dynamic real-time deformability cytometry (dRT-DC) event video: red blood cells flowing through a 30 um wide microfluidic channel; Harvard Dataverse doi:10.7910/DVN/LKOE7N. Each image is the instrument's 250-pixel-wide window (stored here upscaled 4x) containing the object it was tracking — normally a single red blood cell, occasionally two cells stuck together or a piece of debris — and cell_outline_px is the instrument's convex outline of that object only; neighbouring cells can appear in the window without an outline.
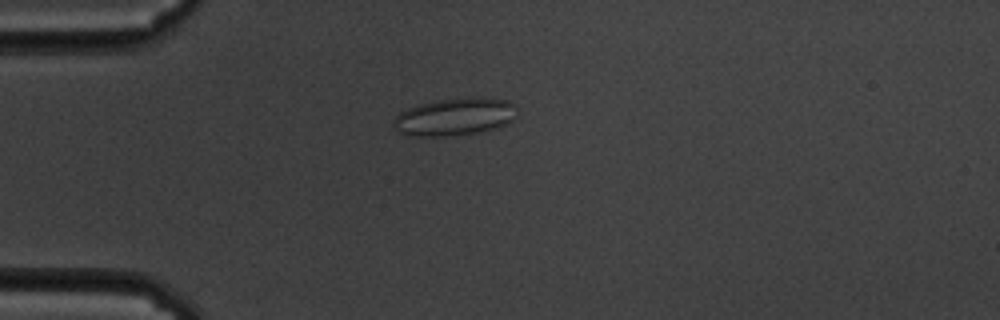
{"species": "common noctule bat (a hibernating species)", "species_latin": "Nyctalus noctula", "temperature_condition": "cold", "stored_images_in_passage": 60, "camera_frame_rate_fps": 3000, "um_per_image_px": 0.085, "animal": {"sex": "male", "body_mass_g": 19.5, "forearm_length_mm": 54.6}, "frame": {"image": 1, "passage_image": 16, "time_ms": 5.0, "image_size_px": [1000, 320], "cell_outline_px": [[516, 116], [512, 120], [496, 128], [480, 132], [444, 136], [404, 136], [392, 128], [392, 120], [400, 112], [408, 108], [420, 104], [440, 100], [472, 96], [484, 96], [508, 100], [516, 104]], "centroid_in_image_um": [38.64, 9.92], "position_along_channel_um": 46.4, "area_um2": 27.51}}
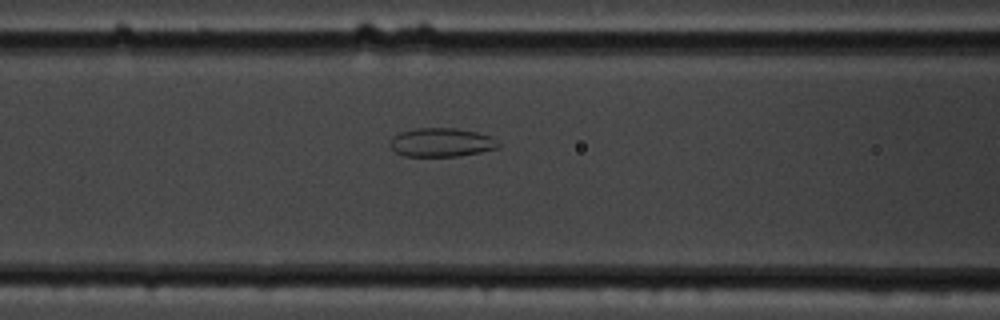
{"frame": {"image": 2, "passage_image": 25, "time_ms": 8.0, "image_size_px": [1000, 320], "cell_outline_px": [[500, 148], [480, 152], [456, 156], [404, 156], [396, 152], [388, 144], [392, 136], [400, 132], [416, 128], [456, 128], [476, 132], [492, 136], [500, 144]], "centroid_in_image_um": [37.51, 12.1], "position_along_channel_um": 129.1, "area_um2": 18.26}}
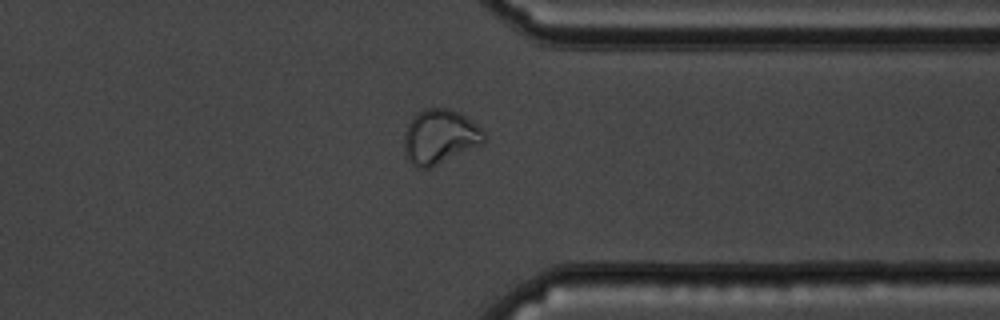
{"frame": {"image": 3, "passage_image": 47, "time_ms": 15.333, "image_size_px": [1000, 320], "cell_outline_px": [[484, 144], [432, 168], [416, 168], [408, 160], [404, 148], [404, 132], [412, 116], [416, 112], [424, 108], [448, 108], [460, 112], [476, 124], [484, 132]], "centroid_in_image_um": [37.38, 11.63], "position_along_channel_um": 374.0, "area_um2": 25.84}, "authors_computed_cell_mechanics": {"area_um2": 24.9696, "velocity_mm_per_s": 3.3722, "shape_relaxation_time_tau1_ms": null, "shape_relaxation_time_tau2_ms": 1.6096, "deformation_change_tau1": null, "deformation_change_tau2": 0.0619}}